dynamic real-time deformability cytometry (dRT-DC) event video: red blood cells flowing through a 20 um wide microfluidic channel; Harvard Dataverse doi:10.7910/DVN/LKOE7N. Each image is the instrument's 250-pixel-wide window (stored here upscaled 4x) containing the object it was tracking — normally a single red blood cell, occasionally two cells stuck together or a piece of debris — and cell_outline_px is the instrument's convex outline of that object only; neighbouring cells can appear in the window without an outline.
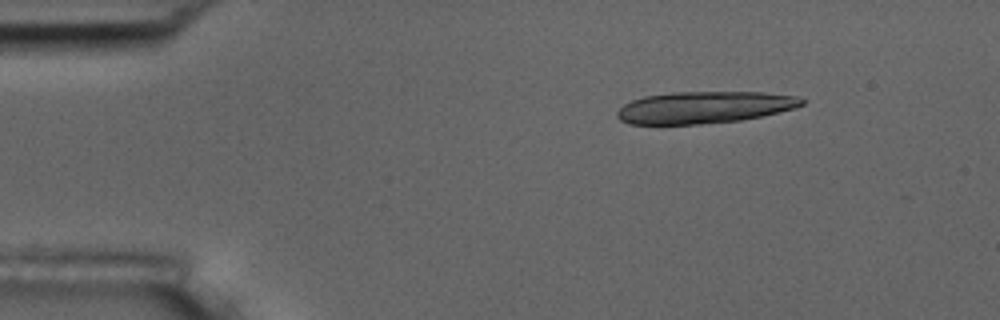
{"species": "common noctule bat (a hibernating species)", "species_latin": "Nyctalus noctula", "temperature_condition": "room temperature", "stored_images_in_passage": 5, "camera_frame_rate_fps": 3000, "um_per_image_px": 0.085, "animal": {"sex": "male", "body_mass_g": 17.5, "forearm_length_mm": 52.3}, "frame": {"image": 1, "passage_image": 3, "time_ms": 2.333, "image_size_px": [1000, 320], "cell_outline_px": [[804, 104], [796, 108], [760, 116], [740, 120], [700, 124], [628, 124], [620, 120], [616, 116], [616, 112], [624, 104], [632, 100], [644, 96], [672, 92], [764, 92], [796, 96], [804, 100]], "centroid_in_image_um": [59.84, 9.12], "position_along_channel_um": 25.2, "area_um2": 34.33}}